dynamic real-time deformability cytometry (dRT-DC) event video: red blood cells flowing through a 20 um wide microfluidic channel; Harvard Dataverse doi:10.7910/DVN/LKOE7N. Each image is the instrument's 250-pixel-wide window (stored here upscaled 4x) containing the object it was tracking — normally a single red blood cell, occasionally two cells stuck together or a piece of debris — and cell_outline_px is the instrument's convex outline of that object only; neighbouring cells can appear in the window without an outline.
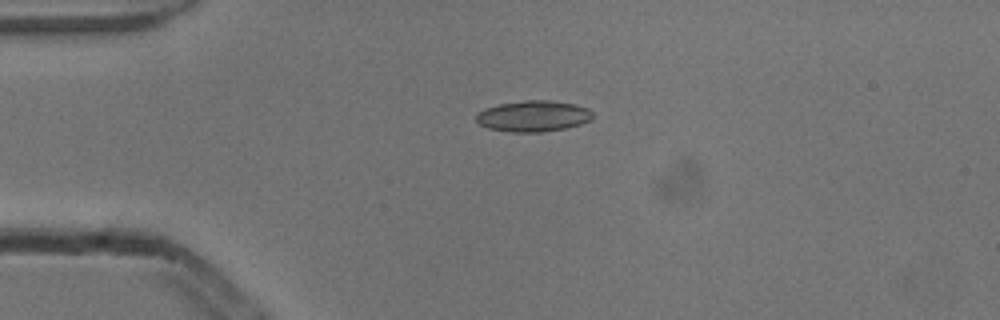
{"species": "common noctule bat (a hibernating species)", "species_latin": "Nyctalus noctula", "temperature_condition": "cold", "stored_images_in_passage": 7, "camera_frame_rate_fps": 3000, "um_per_image_px": 0.085, "animal": {"sex": "male", "body_mass_g": 13.3}, "frame": {"image": 1, "passage_image": 3, "time_ms": 0.667, "image_size_px": [1000, 320], "cell_outline_px": [[592, 120], [580, 124], [564, 128], [544, 132], [512, 132], [488, 128], [480, 124], [476, 120], [476, 112], [484, 108], [500, 104], [524, 100], [552, 100], [576, 104], [588, 108], [592, 112]], "centroid_in_image_um": [45.33, 9.86], "position_along_channel_um": 39.7, "area_um2": 21.21}}
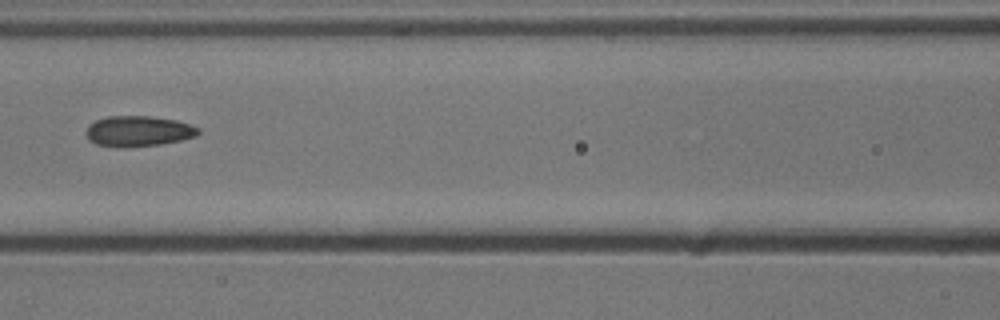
{"frame": {"image": 2, "passage_image": 6, "time_ms": 1.667, "image_size_px": [1000, 320], "cell_outline_px": [[200, 132], [196, 136], [180, 140], [160, 144], [124, 148], [96, 144], [88, 140], [84, 132], [88, 124], [96, 120], [108, 116], [148, 116], [176, 120], [200, 128]], "centroid_in_image_um": [11.71, 11.15], "position_along_channel_um": 154.9, "area_um2": 20.11}}
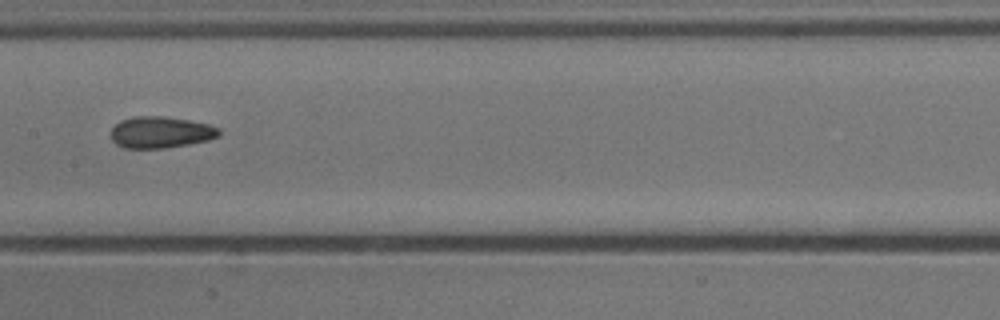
{"frame": {"image": 3, "passage_image": 7, "time_ms": 2.0, "image_size_px": [1000, 320], "cell_outline_px": [[220, 136], [208, 140], [188, 144], [164, 148], [124, 148], [116, 144], [112, 140], [112, 128], [120, 120], [136, 116], [164, 116], [188, 120], [208, 124], [220, 128]], "centroid_in_image_um": [13.67, 11.24], "position_along_channel_um": 193.7, "area_um2": 19.83}}